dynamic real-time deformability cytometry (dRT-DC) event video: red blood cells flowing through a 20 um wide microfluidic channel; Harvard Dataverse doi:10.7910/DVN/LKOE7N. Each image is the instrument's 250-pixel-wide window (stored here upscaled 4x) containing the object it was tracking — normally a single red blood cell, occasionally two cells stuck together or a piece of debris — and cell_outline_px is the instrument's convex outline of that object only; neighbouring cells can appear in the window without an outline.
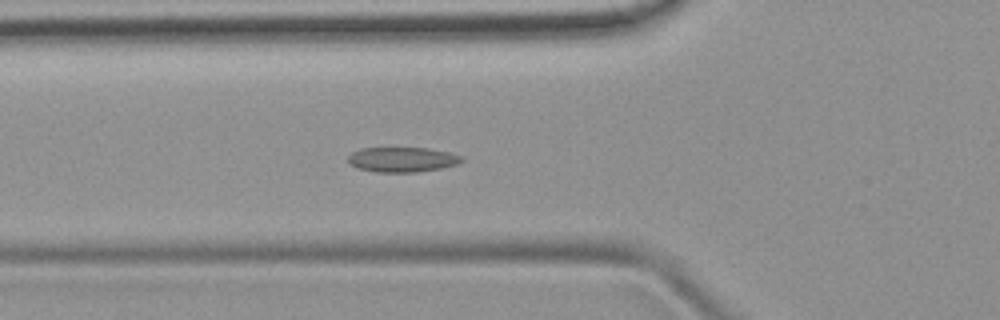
{"species": "common noctule bat (a hibernating species)", "species_latin": "Nyctalus noctula", "temperature_condition": "room temperature", "stored_images_in_passage": 44, "camera_frame_rate_fps": 3000, "um_per_image_px": 0.085, "animal": {"sex": "female", "body_mass_g": 19.9}, "frame": {"image": 1, "passage_image": 12, "time_ms": 3.667, "image_size_px": [1000, 320], "cell_outline_px": [[464, 160], [456, 164], [440, 168], [416, 172], [376, 172], [356, 168], [348, 164], [348, 156], [352, 152], [360, 148], [428, 148], [448, 152], [460, 156]], "centroid_in_image_um": [34.12, 13.56], "position_along_channel_um": 91.7, "area_um2": 16.47}}
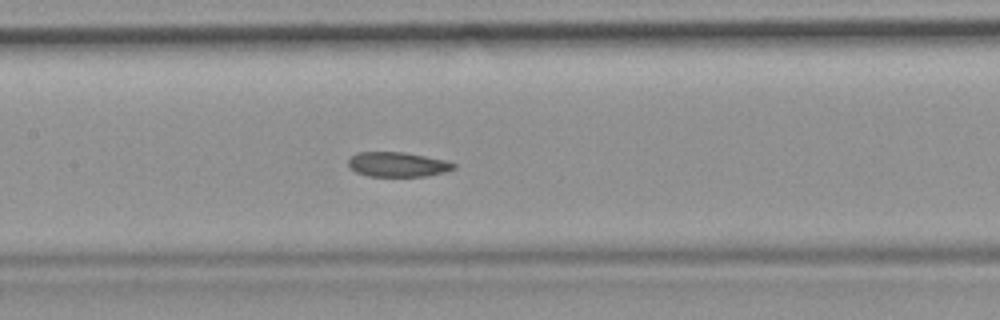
{"frame": {"image": 2, "passage_image": 18, "time_ms": 5.667, "image_size_px": [1000, 320], "cell_outline_px": [[456, 168], [444, 172], [428, 176], [368, 176], [356, 172], [348, 164], [348, 160], [356, 152], [404, 152], [444, 160], [456, 164]], "centroid_in_image_um": [33.8, 13.98], "position_along_channel_um": 173.6, "area_um2": 15.09}}
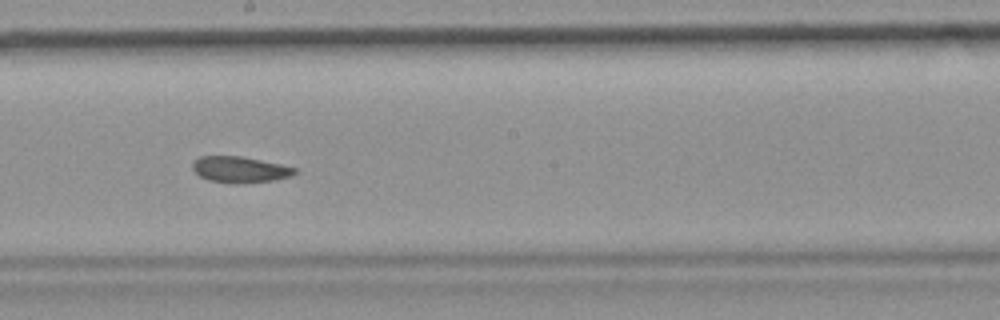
{"frame": {"image": 3, "passage_image": 22, "time_ms": 7.0, "image_size_px": [1000, 320], "cell_outline_px": [[296, 172], [288, 176], [272, 180], [232, 184], [208, 180], [200, 176], [192, 168], [192, 164], [200, 156], [240, 156], [280, 164], [296, 168]], "centroid_in_image_um": [20.35, 14.41], "position_along_channel_um": 227.9, "area_um2": 15.26}}